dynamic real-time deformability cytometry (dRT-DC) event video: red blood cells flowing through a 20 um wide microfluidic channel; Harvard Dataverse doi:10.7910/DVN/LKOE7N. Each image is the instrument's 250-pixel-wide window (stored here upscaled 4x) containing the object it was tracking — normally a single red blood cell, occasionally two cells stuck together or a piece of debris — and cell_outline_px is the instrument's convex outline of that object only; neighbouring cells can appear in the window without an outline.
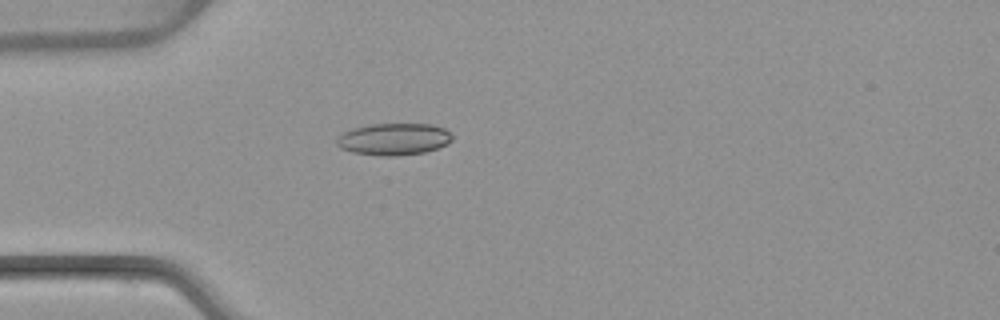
{"species": "common noctule bat (a hibernating species)", "species_latin": "Nyctalus noctula", "temperature_condition": "warm", "stored_images_in_passage": 5, "camera_frame_rate_fps": 3000, "um_per_image_px": 0.085, "animal": {"sex": "female", "body_mass_g": 22.7, "forearm_length_mm": 54.2}, "frame": {"image": 1, "passage_image": 5, "time_ms": 4.667, "image_size_px": [1000, 320], "cell_outline_px": [[452, 140], [448, 144], [424, 152], [396, 156], [380, 156], [352, 152], [340, 148], [336, 144], [336, 136], [352, 128], [372, 124], [432, 124], [444, 128], [452, 136]], "centroid_in_image_um": [33.44, 11.83], "position_along_channel_um": 51.6, "area_um2": 21.56}}